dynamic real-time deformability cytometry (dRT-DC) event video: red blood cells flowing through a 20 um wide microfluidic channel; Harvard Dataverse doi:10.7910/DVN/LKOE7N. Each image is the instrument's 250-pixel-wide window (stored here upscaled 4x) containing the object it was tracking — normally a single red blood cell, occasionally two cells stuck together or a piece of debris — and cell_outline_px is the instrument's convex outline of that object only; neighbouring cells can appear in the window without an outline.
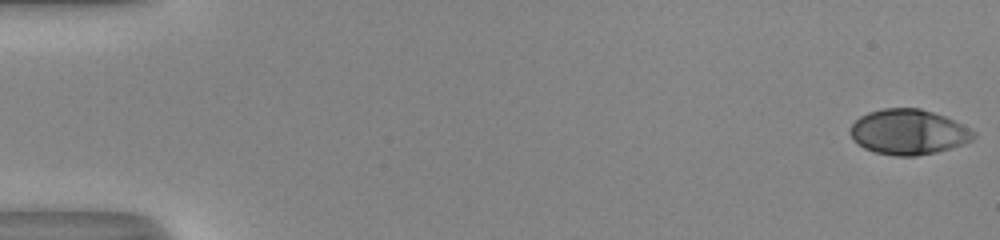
{"species": "human", "species_latin": "Homo sapiens", "temperature_condition": "room temperature", "stored_images_in_passage": 43, "camera_frame_rate_fps": 3000, "um_per_image_px": 0.085, "donor": {"sex": "male"}, "frame": {"image": 1, "passage_image": 1, "time_ms": 0.0, "image_size_px": [1000, 240], "cell_outline_px": [[976, 136], [972, 140], [964, 144], [952, 148], [936, 152], [916, 156], [896, 156], [876, 152], [864, 148], [852, 140], [852, 124], [860, 116], [868, 112], [884, 108], [920, 108], [944, 116], [976, 132]], "centroid_in_image_um": [77.23, 11.22], "position_along_channel_um": 7.8, "area_um2": 32.31}}
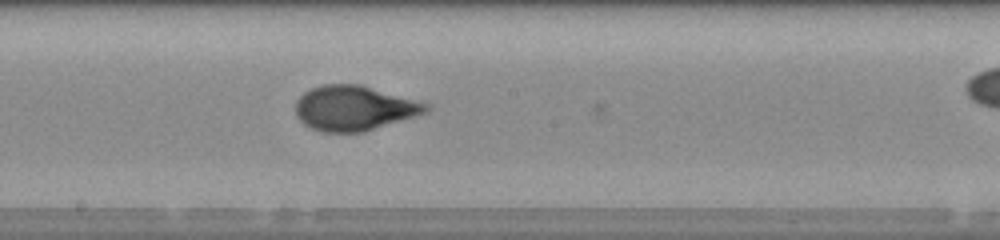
{"frame": {"image": 2, "passage_image": 30, "time_ms": 9.667, "image_size_px": [1000, 240], "cell_outline_px": [[432, 108], [428, 112], [416, 116], [364, 132], [324, 132], [308, 128], [296, 116], [296, 100], [304, 92], [320, 84], [360, 84], [432, 104]], "centroid_in_image_um": [30.13, 9.19], "position_along_channel_um": 218.1, "area_um2": 34.51}}
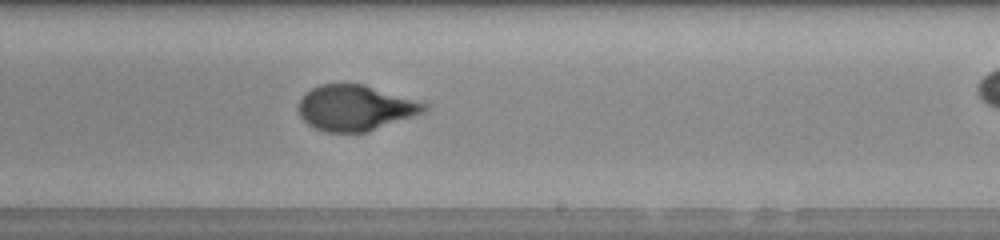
{"frame": {"image": 3, "passage_image": 33, "time_ms": 10.667, "image_size_px": [1000, 240], "cell_outline_px": [[428, 108], [424, 112], [368, 132], [328, 132], [316, 128], [308, 124], [300, 116], [296, 108], [304, 92], [320, 84], [364, 84], [428, 104]], "centroid_in_image_um": [30.16, 9.17], "position_along_channel_um": 258.8, "area_um2": 33.29}}